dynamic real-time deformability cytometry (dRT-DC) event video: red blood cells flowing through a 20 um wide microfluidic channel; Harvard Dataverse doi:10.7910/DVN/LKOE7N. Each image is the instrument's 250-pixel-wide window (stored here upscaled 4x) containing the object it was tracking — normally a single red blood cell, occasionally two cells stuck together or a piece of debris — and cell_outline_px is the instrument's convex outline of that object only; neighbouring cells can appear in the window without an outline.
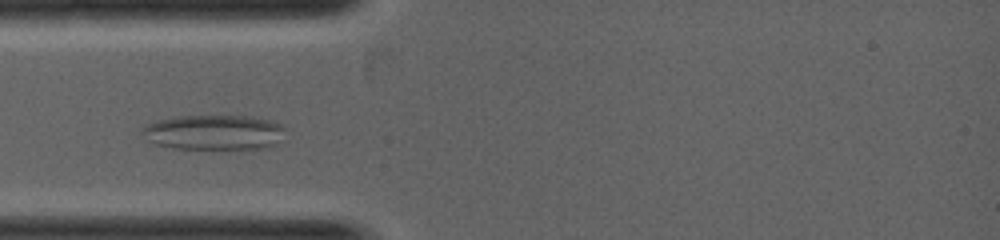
{"species": "common noctule bat (a hibernating species)", "species_latin": "Nyctalus noctula", "temperature_condition": "warm", "stored_images_in_passage": 32, "camera_frame_rate_fps": 5000, "um_per_image_px": 0.085, "animal": {"sex": "female", "body_mass_g": 19.0, "forearm_length_mm": 53.3}, "frame": {"image": 1, "passage_image": 8, "time_ms": 1.6, "image_size_px": [1000, 240], "cell_outline_px": [[284, 128], [276, 144], [264, 148], [176, 148], [156, 144], [148, 140], [140, 132], [140, 128], [144, 124], [156, 120], [176, 116], [252, 116], [272, 120], [284, 124]], "centroid_in_image_um": [18.14, 11.22], "position_along_channel_um": 66.9, "area_um2": 29.19}}
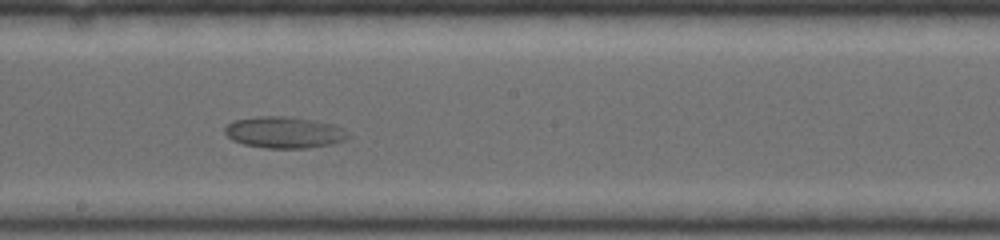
{"frame": {"image": 2, "passage_image": 17, "time_ms": 3.6, "image_size_px": [1000, 240], "cell_outline_px": [[352, 136], [344, 140], [332, 144], [308, 148], [264, 148], [244, 144], [232, 140], [224, 132], [224, 128], [232, 120], [260, 116], [288, 116], [316, 120], [336, 124], [344, 128]], "centroid_in_image_um": [24.2, 11.24], "position_along_channel_um": 224.0, "area_um2": 23.0}}
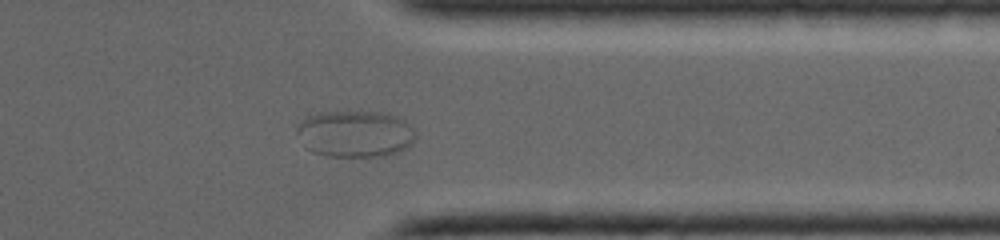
{"frame": {"image": 3, "passage_image": 27, "time_ms": 5.6, "image_size_px": [1000, 240], "cell_outline_px": [[416, 136], [412, 144], [396, 152], [384, 156], [328, 156], [312, 152], [304, 148], [296, 132], [300, 120], [304, 116], [324, 112], [380, 112], [396, 116], [412, 124]], "centroid_in_image_um": [30.16, 11.37], "position_along_channel_um": 381.2, "area_um2": 32.54}}